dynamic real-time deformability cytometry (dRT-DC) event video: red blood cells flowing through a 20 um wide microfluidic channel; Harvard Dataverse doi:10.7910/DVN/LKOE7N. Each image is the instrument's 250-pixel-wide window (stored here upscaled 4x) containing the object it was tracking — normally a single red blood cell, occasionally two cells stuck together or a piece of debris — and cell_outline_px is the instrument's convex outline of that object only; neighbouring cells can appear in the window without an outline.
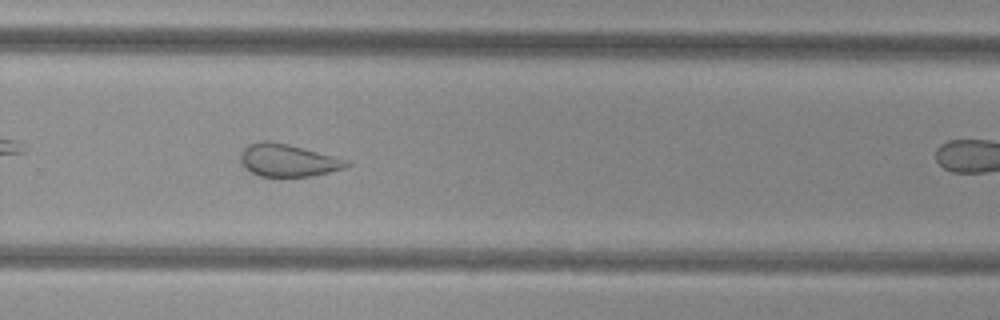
{"species": "common noctule bat (a hibernating species)", "species_latin": "Nyctalus noctula", "temperature_condition": "cold", "stored_images_in_passage": 31, "camera_frame_rate_fps": 3000, "um_per_image_px": 0.085, "animal": {"sex": "female", "body_mass_g": 29.2, "forearm_length_mm": 56.3}, "frame": {"image": 1, "passage_image": 18, "time_ms": 5.667, "image_size_px": [1000, 320], "cell_outline_px": [[352, 164], [344, 168], [312, 176], [260, 176], [244, 168], [240, 160], [240, 152], [248, 144], [264, 140], [268, 140], [288, 144], [348, 160]], "centroid_in_image_um": [24.44, 13.62], "position_along_channel_um": 305.4, "area_um2": 20.0}}